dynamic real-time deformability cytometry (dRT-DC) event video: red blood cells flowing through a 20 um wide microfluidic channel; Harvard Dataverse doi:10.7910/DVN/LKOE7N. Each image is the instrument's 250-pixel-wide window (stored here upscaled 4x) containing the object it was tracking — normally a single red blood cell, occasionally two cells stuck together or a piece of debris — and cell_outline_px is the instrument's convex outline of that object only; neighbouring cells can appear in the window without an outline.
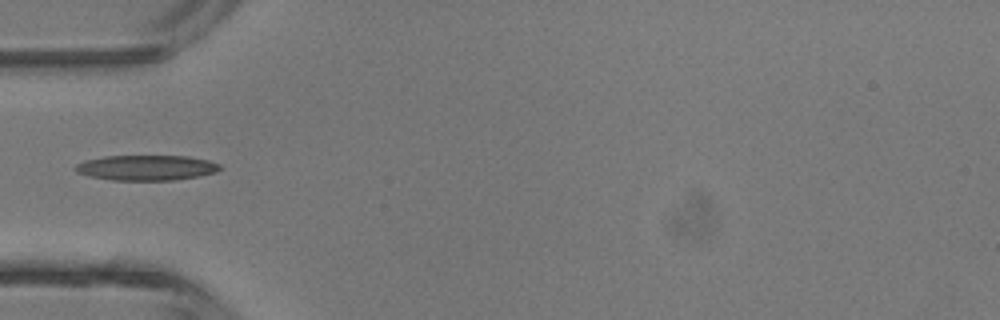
{"species": "common noctule bat (a hibernating species)", "species_latin": "Nyctalus noctula", "temperature_condition": "room temperature", "stored_images_in_passage": 2, "camera_frame_rate_fps": 3000, "um_per_image_px": 0.085, "animal": {"sex": "male", "body_mass_g": 13.3}, "frame": {"image": 1, "passage_image": 1, "time_ms": 0.0, "image_size_px": [1000, 320], "cell_outline_px": [[224, 168], [216, 172], [200, 176], [172, 180], [112, 180], [88, 176], [76, 172], [72, 168], [76, 164], [84, 160], [104, 156], [188, 156], [208, 160], [220, 164]], "centroid_in_image_um": [12.43, 14.25], "position_along_channel_um": 72.6, "area_um2": 21.5}}
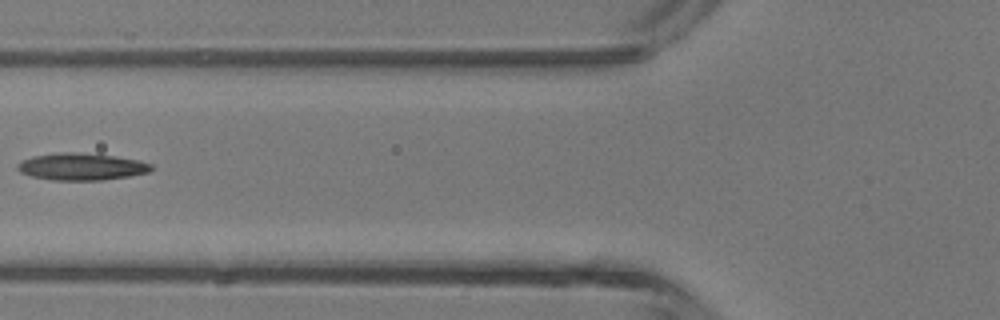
{"frame": {"image": 2, "passage_image": 2, "time_ms": 1.0, "image_size_px": [1000, 320], "cell_outline_px": [[156, 168], [148, 172], [128, 176], [100, 180], [52, 180], [32, 176], [20, 172], [16, 168], [16, 164], [32, 156], [60, 152], [76, 152], [116, 156], [140, 160], [152, 164]], "centroid_in_image_um": [6.95, 14.16], "position_along_channel_um": 118.9, "area_um2": 21.15}}